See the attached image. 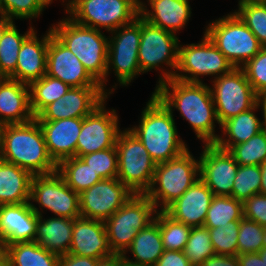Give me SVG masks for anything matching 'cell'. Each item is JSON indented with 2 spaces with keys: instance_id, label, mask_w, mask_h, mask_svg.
Listing matches in <instances>:
<instances>
[{
  "instance_id": "6da1fadb",
  "label": "cell",
  "mask_w": 266,
  "mask_h": 266,
  "mask_svg": "<svg viewBox=\"0 0 266 266\" xmlns=\"http://www.w3.org/2000/svg\"><path fill=\"white\" fill-rule=\"evenodd\" d=\"M173 114L176 109L192 127L197 139L203 144H214L219 125L210 86L204 82H186L178 79L156 84L152 92Z\"/></svg>"
},
{
  "instance_id": "7a4b0ae2",
  "label": "cell",
  "mask_w": 266,
  "mask_h": 266,
  "mask_svg": "<svg viewBox=\"0 0 266 266\" xmlns=\"http://www.w3.org/2000/svg\"><path fill=\"white\" fill-rule=\"evenodd\" d=\"M143 108L139 125L128 129L142 142L156 164L177 158L189 149L178 134L174 114L154 94Z\"/></svg>"
},
{
  "instance_id": "3957f363",
  "label": "cell",
  "mask_w": 266,
  "mask_h": 266,
  "mask_svg": "<svg viewBox=\"0 0 266 266\" xmlns=\"http://www.w3.org/2000/svg\"><path fill=\"white\" fill-rule=\"evenodd\" d=\"M0 158L32 176L57 171V164L48 154L43 131L35 118L23 124L4 125Z\"/></svg>"
},
{
  "instance_id": "277c9868",
  "label": "cell",
  "mask_w": 266,
  "mask_h": 266,
  "mask_svg": "<svg viewBox=\"0 0 266 266\" xmlns=\"http://www.w3.org/2000/svg\"><path fill=\"white\" fill-rule=\"evenodd\" d=\"M53 35L82 62L88 73L110 97L118 83L106 88L108 37L101 30L76 23L69 16L51 24Z\"/></svg>"
},
{
  "instance_id": "5b68a950",
  "label": "cell",
  "mask_w": 266,
  "mask_h": 266,
  "mask_svg": "<svg viewBox=\"0 0 266 266\" xmlns=\"http://www.w3.org/2000/svg\"><path fill=\"white\" fill-rule=\"evenodd\" d=\"M199 178V157L196 159L187 149L179 157L156 165L152 185L145 195L158 211H164Z\"/></svg>"
},
{
  "instance_id": "8992f818",
  "label": "cell",
  "mask_w": 266,
  "mask_h": 266,
  "mask_svg": "<svg viewBox=\"0 0 266 266\" xmlns=\"http://www.w3.org/2000/svg\"><path fill=\"white\" fill-rule=\"evenodd\" d=\"M212 21L203 33L234 68L244 66L263 48L257 37L234 12Z\"/></svg>"
},
{
  "instance_id": "52a82bcc",
  "label": "cell",
  "mask_w": 266,
  "mask_h": 266,
  "mask_svg": "<svg viewBox=\"0 0 266 266\" xmlns=\"http://www.w3.org/2000/svg\"><path fill=\"white\" fill-rule=\"evenodd\" d=\"M180 42L176 34L154 26L141 17V41L138 52L141 72L144 74L153 69L159 71L157 84L172 79L178 66Z\"/></svg>"
},
{
  "instance_id": "ba28073f",
  "label": "cell",
  "mask_w": 266,
  "mask_h": 266,
  "mask_svg": "<svg viewBox=\"0 0 266 266\" xmlns=\"http://www.w3.org/2000/svg\"><path fill=\"white\" fill-rule=\"evenodd\" d=\"M137 0H73L65 11L76 23L112 32L140 15Z\"/></svg>"
},
{
  "instance_id": "9c48e42d",
  "label": "cell",
  "mask_w": 266,
  "mask_h": 266,
  "mask_svg": "<svg viewBox=\"0 0 266 266\" xmlns=\"http://www.w3.org/2000/svg\"><path fill=\"white\" fill-rule=\"evenodd\" d=\"M117 178L134 194H146L152 185L156 163L142 142L128 128L116 139Z\"/></svg>"
},
{
  "instance_id": "30bf717a",
  "label": "cell",
  "mask_w": 266,
  "mask_h": 266,
  "mask_svg": "<svg viewBox=\"0 0 266 266\" xmlns=\"http://www.w3.org/2000/svg\"><path fill=\"white\" fill-rule=\"evenodd\" d=\"M157 211L154 203L145 194H133L104 221L112 252L123 254L138 232L155 220Z\"/></svg>"
},
{
  "instance_id": "8fae6325",
  "label": "cell",
  "mask_w": 266,
  "mask_h": 266,
  "mask_svg": "<svg viewBox=\"0 0 266 266\" xmlns=\"http://www.w3.org/2000/svg\"><path fill=\"white\" fill-rule=\"evenodd\" d=\"M198 43L179 44L178 66L174 79L186 82H203L202 76L210 79L229 73L234 67L203 33Z\"/></svg>"
},
{
  "instance_id": "7c38bea8",
  "label": "cell",
  "mask_w": 266,
  "mask_h": 266,
  "mask_svg": "<svg viewBox=\"0 0 266 266\" xmlns=\"http://www.w3.org/2000/svg\"><path fill=\"white\" fill-rule=\"evenodd\" d=\"M108 36V61L106 85L111 71L114 72L118 85L128 86L143 73L138 63V52L141 41V16L132 23L121 26ZM112 69V70H111Z\"/></svg>"
},
{
  "instance_id": "4fadbf2b",
  "label": "cell",
  "mask_w": 266,
  "mask_h": 266,
  "mask_svg": "<svg viewBox=\"0 0 266 266\" xmlns=\"http://www.w3.org/2000/svg\"><path fill=\"white\" fill-rule=\"evenodd\" d=\"M33 202L39 206L37 207ZM30 204L38 215H42L43 210L46 209L55 217L70 219L80 217L79 194L66 184L57 171L32 176Z\"/></svg>"
},
{
  "instance_id": "5bb4252c",
  "label": "cell",
  "mask_w": 266,
  "mask_h": 266,
  "mask_svg": "<svg viewBox=\"0 0 266 266\" xmlns=\"http://www.w3.org/2000/svg\"><path fill=\"white\" fill-rule=\"evenodd\" d=\"M211 83L219 129L223 122L251 109L258 102V95L242 68H233L229 73L213 79Z\"/></svg>"
},
{
  "instance_id": "9a60e30c",
  "label": "cell",
  "mask_w": 266,
  "mask_h": 266,
  "mask_svg": "<svg viewBox=\"0 0 266 266\" xmlns=\"http://www.w3.org/2000/svg\"><path fill=\"white\" fill-rule=\"evenodd\" d=\"M107 97L90 114L83 118L78 136L75 157L102 151L116 144L120 132L119 116L115 109L106 108Z\"/></svg>"
},
{
  "instance_id": "2e32d148",
  "label": "cell",
  "mask_w": 266,
  "mask_h": 266,
  "mask_svg": "<svg viewBox=\"0 0 266 266\" xmlns=\"http://www.w3.org/2000/svg\"><path fill=\"white\" fill-rule=\"evenodd\" d=\"M133 194L118 178L101 180L79 194L80 217L105 221Z\"/></svg>"
},
{
  "instance_id": "e0dca14e",
  "label": "cell",
  "mask_w": 266,
  "mask_h": 266,
  "mask_svg": "<svg viewBox=\"0 0 266 266\" xmlns=\"http://www.w3.org/2000/svg\"><path fill=\"white\" fill-rule=\"evenodd\" d=\"M200 162V179L214 196H231L239 164L234 157L214 144H203Z\"/></svg>"
},
{
  "instance_id": "ac0fdd59",
  "label": "cell",
  "mask_w": 266,
  "mask_h": 266,
  "mask_svg": "<svg viewBox=\"0 0 266 266\" xmlns=\"http://www.w3.org/2000/svg\"><path fill=\"white\" fill-rule=\"evenodd\" d=\"M108 95L101 86L70 87L62 98L47 105L36 117L37 121L84 118L98 107Z\"/></svg>"
},
{
  "instance_id": "d6986e66",
  "label": "cell",
  "mask_w": 266,
  "mask_h": 266,
  "mask_svg": "<svg viewBox=\"0 0 266 266\" xmlns=\"http://www.w3.org/2000/svg\"><path fill=\"white\" fill-rule=\"evenodd\" d=\"M46 75L60 79L70 87L101 86L54 35L48 43Z\"/></svg>"
},
{
  "instance_id": "ffe728a7",
  "label": "cell",
  "mask_w": 266,
  "mask_h": 266,
  "mask_svg": "<svg viewBox=\"0 0 266 266\" xmlns=\"http://www.w3.org/2000/svg\"><path fill=\"white\" fill-rule=\"evenodd\" d=\"M52 29L42 37L37 36L34 30L24 41L18 53L15 72L10 79L30 85L46 74L47 49Z\"/></svg>"
},
{
  "instance_id": "44dd1931",
  "label": "cell",
  "mask_w": 266,
  "mask_h": 266,
  "mask_svg": "<svg viewBox=\"0 0 266 266\" xmlns=\"http://www.w3.org/2000/svg\"><path fill=\"white\" fill-rule=\"evenodd\" d=\"M213 192L199 178L164 212L174 220L190 227L204 226Z\"/></svg>"
},
{
  "instance_id": "7402d4cb",
  "label": "cell",
  "mask_w": 266,
  "mask_h": 266,
  "mask_svg": "<svg viewBox=\"0 0 266 266\" xmlns=\"http://www.w3.org/2000/svg\"><path fill=\"white\" fill-rule=\"evenodd\" d=\"M68 253L95 259L112 255L104 221L84 217L74 219Z\"/></svg>"
},
{
  "instance_id": "603a6c76",
  "label": "cell",
  "mask_w": 266,
  "mask_h": 266,
  "mask_svg": "<svg viewBox=\"0 0 266 266\" xmlns=\"http://www.w3.org/2000/svg\"><path fill=\"white\" fill-rule=\"evenodd\" d=\"M82 122L83 118L38 121L44 134L48 154L56 164L75 156Z\"/></svg>"
},
{
  "instance_id": "cb8c5ba5",
  "label": "cell",
  "mask_w": 266,
  "mask_h": 266,
  "mask_svg": "<svg viewBox=\"0 0 266 266\" xmlns=\"http://www.w3.org/2000/svg\"><path fill=\"white\" fill-rule=\"evenodd\" d=\"M38 214L30 202L0 205V232L6 245L35 240Z\"/></svg>"
},
{
  "instance_id": "d4e9b609",
  "label": "cell",
  "mask_w": 266,
  "mask_h": 266,
  "mask_svg": "<svg viewBox=\"0 0 266 266\" xmlns=\"http://www.w3.org/2000/svg\"><path fill=\"white\" fill-rule=\"evenodd\" d=\"M140 2V16L150 24L176 34L191 18L189 0H147ZM150 10H149V8Z\"/></svg>"
},
{
  "instance_id": "484cf974",
  "label": "cell",
  "mask_w": 266,
  "mask_h": 266,
  "mask_svg": "<svg viewBox=\"0 0 266 266\" xmlns=\"http://www.w3.org/2000/svg\"><path fill=\"white\" fill-rule=\"evenodd\" d=\"M30 108L28 84L0 78V120L5 124H23L34 119Z\"/></svg>"
},
{
  "instance_id": "4316f807",
  "label": "cell",
  "mask_w": 266,
  "mask_h": 266,
  "mask_svg": "<svg viewBox=\"0 0 266 266\" xmlns=\"http://www.w3.org/2000/svg\"><path fill=\"white\" fill-rule=\"evenodd\" d=\"M260 106L258 102L251 108L228 119L220 125L219 135L214 145L229 151L234 145L248 141L251 137L265 128L264 122L255 114Z\"/></svg>"
},
{
  "instance_id": "83f0119b",
  "label": "cell",
  "mask_w": 266,
  "mask_h": 266,
  "mask_svg": "<svg viewBox=\"0 0 266 266\" xmlns=\"http://www.w3.org/2000/svg\"><path fill=\"white\" fill-rule=\"evenodd\" d=\"M38 215L35 242L59 256L68 254L71 245L74 219L65 217L43 218Z\"/></svg>"
},
{
  "instance_id": "f1b7e54d",
  "label": "cell",
  "mask_w": 266,
  "mask_h": 266,
  "mask_svg": "<svg viewBox=\"0 0 266 266\" xmlns=\"http://www.w3.org/2000/svg\"><path fill=\"white\" fill-rule=\"evenodd\" d=\"M32 175L0 159V205L30 202Z\"/></svg>"
},
{
  "instance_id": "f546056e",
  "label": "cell",
  "mask_w": 266,
  "mask_h": 266,
  "mask_svg": "<svg viewBox=\"0 0 266 266\" xmlns=\"http://www.w3.org/2000/svg\"><path fill=\"white\" fill-rule=\"evenodd\" d=\"M129 252L133 255V259L126 255ZM163 252L160 225L154 220L146 228L138 232L131 245L123 253V256L126 262L134 265L154 266Z\"/></svg>"
},
{
  "instance_id": "4dcf8cb0",
  "label": "cell",
  "mask_w": 266,
  "mask_h": 266,
  "mask_svg": "<svg viewBox=\"0 0 266 266\" xmlns=\"http://www.w3.org/2000/svg\"><path fill=\"white\" fill-rule=\"evenodd\" d=\"M59 255L42 248L35 241L7 245V266H58Z\"/></svg>"
},
{
  "instance_id": "1f68e13d",
  "label": "cell",
  "mask_w": 266,
  "mask_h": 266,
  "mask_svg": "<svg viewBox=\"0 0 266 266\" xmlns=\"http://www.w3.org/2000/svg\"><path fill=\"white\" fill-rule=\"evenodd\" d=\"M57 172L76 193L92 187L102 179L79 157H69L57 164Z\"/></svg>"
},
{
  "instance_id": "d6a6232c",
  "label": "cell",
  "mask_w": 266,
  "mask_h": 266,
  "mask_svg": "<svg viewBox=\"0 0 266 266\" xmlns=\"http://www.w3.org/2000/svg\"><path fill=\"white\" fill-rule=\"evenodd\" d=\"M30 24L24 34H20L15 22L3 33L0 40V78H9L16 69L18 53L23 41L35 30Z\"/></svg>"
},
{
  "instance_id": "836d02e7",
  "label": "cell",
  "mask_w": 266,
  "mask_h": 266,
  "mask_svg": "<svg viewBox=\"0 0 266 266\" xmlns=\"http://www.w3.org/2000/svg\"><path fill=\"white\" fill-rule=\"evenodd\" d=\"M30 108L36 117L47 105L62 98L70 86L60 79L44 75L30 85Z\"/></svg>"
},
{
  "instance_id": "e575fe53",
  "label": "cell",
  "mask_w": 266,
  "mask_h": 266,
  "mask_svg": "<svg viewBox=\"0 0 266 266\" xmlns=\"http://www.w3.org/2000/svg\"><path fill=\"white\" fill-rule=\"evenodd\" d=\"M244 217L243 203L231 196H214L204 222L206 228H217Z\"/></svg>"
},
{
  "instance_id": "d590c367",
  "label": "cell",
  "mask_w": 266,
  "mask_h": 266,
  "mask_svg": "<svg viewBox=\"0 0 266 266\" xmlns=\"http://www.w3.org/2000/svg\"><path fill=\"white\" fill-rule=\"evenodd\" d=\"M155 220L160 225L164 250L184 251L192 227L174 220L164 211H157Z\"/></svg>"
},
{
  "instance_id": "8d00e7d4",
  "label": "cell",
  "mask_w": 266,
  "mask_h": 266,
  "mask_svg": "<svg viewBox=\"0 0 266 266\" xmlns=\"http://www.w3.org/2000/svg\"><path fill=\"white\" fill-rule=\"evenodd\" d=\"M239 165H261L266 161V127L248 141L228 151Z\"/></svg>"
},
{
  "instance_id": "74e56055",
  "label": "cell",
  "mask_w": 266,
  "mask_h": 266,
  "mask_svg": "<svg viewBox=\"0 0 266 266\" xmlns=\"http://www.w3.org/2000/svg\"><path fill=\"white\" fill-rule=\"evenodd\" d=\"M260 165H239L232 190V197L244 203L255 194H260Z\"/></svg>"
},
{
  "instance_id": "f35d334b",
  "label": "cell",
  "mask_w": 266,
  "mask_h": 266,
  "mask_svg": "<svg viewBox=\"0 0 266 266\" xmlns=\"http://www.w3.org/2000/svg\"><path fill=\"white\" fill-rule=\"evenodd\" d=\"M183 252L192 266H199L213 256L215 251L209 229L205 226L192 227Z\"/></svg>"
},
{
  "instance_id": "ab89813d",
  "label": "cell",
  "mask_w": 266,
  "mask_h": 266,
  "mask_svg": "<svg viewBox=\"0 0 266 266\" xmlns=\"http://www.w3.org/2000/svg\"><path fill=\"white\" fill-rule=\"evenodd\" d=\"M48 6L42 0H0V14L9 20H29L39 18ZM15 19V20H14Z\"/></svg>"
},
{
  "instance_id": "60d3db41",
  "label": "cell",
  "mask_w": 266,
  "mask_h": 266,
  "mask_svg": "<svg viewBox=\"0 0 266 266\" xmlns=\"http://www.w3.org/2000/svg\"><path fill=\"white\" fill-rule=\"evenodd\" d=\"M234 13L266 47V4H238Z\"/></svg>"
},
{
  "instance_id": "b9f144b4",
  "label": "cell",
  "mask_w": 266,
  "mask_h": 266,
  "mask_svg": "<svg viewBox=\"0 0 266 266\" xmlns=\"http://www.w3.org/2000/svg\"><path fill=\"white\" fill-rule=\"evenodd\" d=\"M240 221H232L217 228H208L215 254L237 256Z\"/></svg>"
},
{
  "instance_id": "7bdbcfd3",
  "label": "cell",
  "mask_w": 266,
  "mask_h": 266,
  "mask_svg": "<svg viewBox=\"0 0 266 266\" xmlns=\"http://www.w3.org/2000/svg\"><path fill=\"white\" fill-rule=\"evenodd\" d=\"M102 179L118 176V153L116 146L80 157Z\"/></svg>"
},
{
  "instance_id": "ee69618b",
  "label": "cell",
  "mask_w": 266,
  "mask_h": 266,
  "mask_svg": "<svg viewBox=\"0 0 266 266\" xmlns=\"http://www.w3.org/2000/svg\"><path fill=\"white\" fill-rule=\"evenodd\" d=\"M237 255L259 252L265 246L263 226L246 218L240 220Z\"/></svg>"
},
{
  "instance_id": "f6af8a7d",
  "label": "cell",
  "mask_w": 266,
  "mask_h": 266,
  "mask_svg": "<svg viewBox=\"0 0 266 266\" xmlns=\"http://www.w3.org/2000/svg\"><path fill=\"white\" fill-rule=\"evenodd\" d=\"M241 68L257 95L266 90V47Z\"/></svg>"
},
{
  "instance_id": "bcb514c9",
  "label": "cell",
  "mask_w": 266,
  "mask_h": 266,
  "mask_svg": "<svg viewBox=\"0 0 266 266\" xmlns=\"http://www.w3.org/2000/svg\"><path fill=\"white\" fill-rule=\"evenodd\" d=\"M244 218L266 225V195L255 194L243 203Z\"/></svg>"
},
{
  "instance_id": "7dc6e473",
  "label": "cell",
  "mask_w": 266,
  "mask_h": 266,
  "mask_svg": "<svg viewBox=\"0 0 266 266\" xmlns=\"http://www.w3.org/2000/svg\"><path fill=\"white\" fill-rule=\"evenodd\" d=\"M154 266H192L183 251L164 250Z\"/></svg>"
},
{
  "instance_id": "c3c4849f",
  "label": "cell",
  "mask_w": 266,
  "mask_h": 266,
  "mask_svg": "<svg viewBox=\"0 0 266 266\" xmlns=\"http://www.w3.org/2000/svg\"><path fill=\"white\" fill-rule=\"evenodd\" d=\"M98 262L99 259L68 253L59 257L58 266H97Z\"/></svg>"
},
{
  "instance_id": "681fc988",
  "label": "cell",
  "mask_w": 266,
  "mask_h": 266,
  "mask_svg": "<svg viewBox=\"0 0 266 266\" xmlns=\"http://www.w3.org/2000/svg\"><path fill=\"white\" fill-rule=\"evenodd\" d=\"M199 266H240V264L237 256L214 254Z\"/></svg>"
},
{
  "instance_id": "f907efd6",
  "label": "cell",
  "mask_w": 266,
  "mask_h": 266,
  "mask_svg": "<svg viewBox=\"0 0 266 266\" xmlns=\"http://www.w3.org/2000/svg\"><path fill=\"white\" fill-rule=\"evenodd\" d=\"M240 266H266L258 252L237 255Z\"/></svg>"
},
{
  "instance_id": "816d5d0a",
  "label": "cell",
  "mask_w": 266,
  "mask_h": 266,
  "mask_svg": "<svg viewBox=\"0 0 266 266\" xmlns=\"http://www.w3.org/2000/svg\"><path fill=\"white\" fill-rule=\"evenodd\" d=\"M125 262L122 253H113L107 257L100 258L97 266H123Z\"/></svg>"
},
{
  "instance_id": "f5cc1de1",
  "label": "cell",
  "mask_w": 266,
  "mask_h": 266,
  "mask_svg": "<svg viewBox=\"0 0 266 266\" xmlns=\"http://www.w3.org/2000/svg\"><path fill=\"white\" fill-rule=\"evenodd\" d=\"M258 104L261 108V114L264 122V126L266 127V90L261 92L258 95Z\"/></svg>"
},
{
  "instance_id": "db71d44e",
  "label": "cell",
  "mask_w": 266,
  "mask_h": 266,
  "mask_svg": "<svg viewBox=\"0 0 266 266\" xmlns=\"http://www.w3.org/2000/svg\"><path fill=\"white\" fill-rule=\"evenodd\" d=\"M260 168H261L260 194L266 195V161L260 165Z\"/></svg>"
},
{
  "instance_id": "11a10c76",
  "label": "cell",
  "mask_w": 266,
  "mask_h": 266,
  "mask_svg": "<svg viewBox=\"0 0 266 266\" xmlns=\"http://www.w3.org/2000/svg\"><path fill=\"white\" fill-rule=\"evenodd\" d=\"M13 23V21L0 14V40L4 31Z\"/></svg>"
},
{
  "instance_id": "9f6ffc18",
  "label": "cell",
  "mask_w": 266,
  "mask_h": 266,
  "mask_svg": "<svg viewBox=\"0 0 266 266\" xmlns=\"http://www.w3.org/2000/svg\"><path fill=\"white\" fill-rule=\"evenodd\" d=\"M6 242L5 239L2 235V233L0 232V256H6Z\"/></svg>"
},
{
  "instance_id": "6f0895ef",
  "label": "cell",
  "mask_w": 266,
  "mask_h": 266,
  "mask_svg": "<svg viewBox=\"0 0 266 266\" xmlns=\"http://www.w3.org/2000/svg\"><path fill=\"white\" fill-rule=\"evenodd\" d=\"M238 4H266V0H238Z\"/></svg>"
},
{
  "instance_id": "680465c9",
  "label": "cell",
  "mask_w": 266,
  "mask_h": 266,
  "mask_svg": "<svg viewBox=\"0 0 266 266\" xmlns=\"http://www.w3.org/2000/svg\"><path fill=\"white\" fill-rule=\"evenodd\" d=\"M258 253L266 265V245Z\"/></svg>"
},
{
  "instance_id": "91938a15",
  "label": "cell",
  "mask_w": 266,
  "mask_h": 266,
  "mask_svg": "<svg viewBox=\"0 0 266 266\" xmlns=\"http://www.w3.org/2000/svg\"><path fill=\"white\" fill-rule=\"evenodd\" d=\"M0 266H7L6 256H0Z\"/></svg>"
},
{
  "instance_id": "94428289",
  "label": "cell",
  "mask_w": 266,
  "mask_h": 266,
  "mask_svg": "<svg viewBox=\"0 0 266 266\" xmlns=\"http://www.w3.org/2000/svg\"><path fill=\"white\" fill-rule=\"evenodd\" d=\"M4 125L5 124L0 120V144H1L2 132H3Z\"/></svg>"
},
{
  "instance_id": "6125c7cd",
  "label": "cell",
  "mask_w": 266,
  "mask_h": 266,
  "mask_svg": "<svg viewBox=\"0 0 266 266\" xmlns=\"http://www.w3.org/2000/svg\"><path fill=\"white\" fill-rule=\"evenodd\" d=\"M47 6H50L53 3V0H42ZM64 3V0H62Z\"/></svg>"
},
{
  "instance_id": "be15d7a7",
  "label": "cell",
  "mask_w": 266,
  "mask_h": 266,
  "mask_svg": "<svg viewBox=\"0 0 266 266\" xmlns=\"http://www.w3.org/2000/svg\"><path fill=\"white\" fill-rule=\"evenodd\" d=\"M73 0H64V2H66V3H64L65 5V8H64V10L66 11L67 10V7H68V5L72 2Z\"/></svg>"
},
{
  "instance_id": "e7e4bbea",
  "label": "cell",
  "mask_w": 266,
  "mask_h": 266,
  "mask_svg": "<svg viewBox=\"0 0 266 266\" xmlns=\"http://www.w3.org/2000/svg\"><path fill=\"white\" fill-rule=\"evenodd\" d=\"M123 266H150V265H134V264L125 262Z\"/></svg>"
},
{
  "instance_id": "03108f58",
  "label": "cell",
  "mask_w": 266,
  "mask_h": 266,
  "mask_svg": "<svg viewBox=\"0 0 266 266\" xmlns=\"http://www.w3.org/2000/svg\"><path fill=\"white\" fill-rule=\"evenodd\" d=\"M263 235H264V238H265V245H266V225L263 226Z\"/></svg>"
}]
</instances>
